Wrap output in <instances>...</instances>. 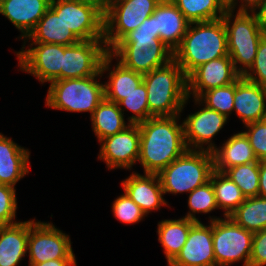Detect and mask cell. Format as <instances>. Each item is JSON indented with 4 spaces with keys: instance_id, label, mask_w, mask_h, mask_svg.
<instances>
[{
    "instance_id": "7bdbcfd3",
    "label": "cell",
    "mask_w": 266,
    "mask_h": 266,
    "mask_svg": "<svg viewBox=\"0 0 266 266\" xmlns=\"http://www.w3.org/2000/svg\"><path fill=\"white\" fill-rule=\"evenodd\" d=\"M258 196L266 198V161H259V193Z\"/></svg>"
},
{
    "instance_id": "ac0fdd59",
    "label": "cell",
    "mask_w": 266,
    "mask_h": 266,
    "mask_svg": "<svg viewBox=\"0 0 266 266\" xmlns=\"http://www.w3.org/2000/svg\"><path fill=\"white\" fill-rule=\"evenodd\" d=\"M121 187L146 216L159 211L163 206L170 205L164 198L158 174H141L132 171L130 176L121 181Z\"/></svg>"
},
{
    "instance_id": "2e32d148",
    "label": "cell",
    "mask_w": 266,
    "mask_h": 266,
    "mask_svg": "<svg viewBox=\"0 0 266 266\" xmlns=\"http://www.w3.org/2000/svg\"><path fill=\"white\" fill-rule=\"evenodd\" d=\"M240 76L229 55L211 60L187 76V94L189 98H198L203 92L229 85Z\"/></svg>"
},
{
    "instance_id": "f35d334b",
    "label": "cell",
    "mask_w": 266,
    "mask_h": 266,
    "mask_svg": "<svg viewBox=\"0 0 266 266\" xmlns=\"http://www.w3.org/2000/svg\"><path fill=\"white\" fill-rule=\"evenodd\" d=\"M243 77L262 87H266V34L261 38L258 45L253 65Z\"/></svg>"
},
{
    "instance_id": "30bf717a",
    "label": "cell",
    "mask_w": 266,
    "mask_h": 266,
    "mask_svg": "<svg viewBox=\"0 0 266 266\" xmlns=\"http://www.w3.org/2000/svg\"><path fill=\"white\" fill-rule=\"evenodd\" d=\"M29 265L56 259H76L70 236L52 222L29 220Z\"/></svg>"
},
{
    "instance_id": "cb8c5ba5",
    "label": "cell",
    "mask_w": 266,
    "mask_h": 266,
    "mask_svg": "<svg viewBox=\"0 0 266 266\" xmlns=\"http://www.w3.org/2000/svg\"><path fill=\"white\" fill-rule=\"evenodd\" d=\"M212 155L214 169L219 172L258 161L248 138L241 131L231 135L222 146H217Z\"/></svg>"
},
{
    "instance_id": "ba28073f",
    "label": "cell",
    "mask_w": 266,
    "mask_h": 266,
    "mask_svg": "<svg viewBox=\"0 0 266 266\" xmlns=\"http://www.w3.org/2000/svg\"><path fill=\"white\" fill-rule=\"evenodd\" d=\"M212 221L213 250L216 266L243 262L249 266L253 232L240 227L230 217L209 216Z\"/></svg>"
},
{
    "instance_id": "5b68a950",
    "label": "cell",
    "mask_w": 266,
    "mask_h": 266,
    "mask_svg": "<svg viewBox=\"0 0 266 266\" xmlns=\"http://www.w3.org/2000/svg\"><path fill=\"white\" fill-rule=\"evenodd\" d=\"M105 75L101 71L85 78L55 80L49 84L45 106L67 112H88L90 116L105 98Z\"/></svg>"
},
{
    "instance_id": "8992f818",
    "label": "cell",
    "mask_w": 266,
    "mask_h": 266,
    "mask_svg": "<svg viewBox=\"0 0 266 266\" xmlns=\"http://www.w3.org/2000/svg\"><path fill=\"white\" fill-rule=\"evenodd\" d=\"M214 170L212 152L187 149L159 174L165 194L190 193L209 181Z\"/></svg>"
},
{
    "instance_id": "8d00e7d4",
    "label": "cell",
    "mask_w": 266,
    "mask_h": 266,
    "mask_svg": "<svg viewBox=\"0 0 266 266\" xmlns=\"http://www.w3.org/2000/svg\"><path fill=\"white\" fill-rule=\"evenodd\" d=\"M15 188L0 184V227L19 222L16 220L18 202Z\"/></svg>"
},
{
    "instance_id": "1f68e13d",
    "label": "cell",
    "mask_w": 266,
    "mask_h": 266,
    "mask_svg": "<svg viewBox=\"0 0 266 266\" xmlns=\"http://www.w3.org/2000/svg\"><path fill=\"white\" fill-rule=\"evenodd\" d=\"M188 195V212L185 216L187 219L201 221L196 214H209L215 210H219L215 200V192L211 181L194 189Z\"/></svg>"
},
{
    "instance_id": "4316f807",
    "label": "cell",
    "mask_w": 266,
    "mask_h": 266,
    "mask_svg": "<svg viewBox=\"0 0 266 266\" xmlns=\"http://www.w3.org/2000/svg\"><path fill=\"white\" fill-rule=\"evenodd\" d=\"M195 222L184 217L179 219H163L158 222V242L163 247L167 266L180 253L188 238L189 230Z\"/></svg>"
},
{
    "instance_id": "ffe728a7",
    "label": "cell",
    "mask_w": 266,
    "mask_h": 266,
    "mask_svg": "<svg viewBox=\"0 0 266 266\" xmlns=\"http://www.w3.org/2000/svg\"><path fill=\"white\" fill-rule=\"evenodd\" d=\"M50 3L51 0H3L0 14L18 29L21 33L18 38L23 41L50 8Z\"/></svg>"
},
{
    "instance_id": "e575fe53",
    "label": "cell",
    "mask_w": 266,
    "mask_h": 266,
    "mask_svg": "<svg viewBox=\"0 0 266 266\" xmlns=\"http://www.w3.org/2000/svg\"><path fill=\"white\" fill-rule=\"evenodd\" d=\"M235 82L203 92L197 99L206 107L230 118L234 108Z\"/></svg>"
},
{
    "instance_id": "83f0119b",
    "label": "cell",
    "mask_w": 266,
    "mask_h": 266,
    "mask_svg": "<svg viewBox=\"0 0 266 266\" xmlns=\"http://www.w3.org/2000/svg\"><path fill=\"white\" fill-rule=\"evenodd\" d=\"M125 115L117 103L105 98L90 116L92 131L98 142L124 130L131 123L125 121Z\"/></svg>"
},
{
    "instance_id": "603a6c76",
    "label": "cell",
    "mask_w": 266,
    "mask_h": 266,
    "mask_svg": "<svg viewBox=\"0 0 266 266\" xmlns=\"http://www.w3.org/2000/svg\"><path fill=\"white\" fill-rule=\"evenodd\" d=\"M153 14L160 40L174 52L180 46L190 23L171 0H161Z\"/></svg>"
},
{
    "instance_id": "52a82bcc",
    "label": "cell",
    "mask_w": 266,
    "mask_h": 266,
    "mask_svg": "<svg viewBox=\"0 0 266 266\" xmlns=\"http://www.w3.org/2000/svg\"><path fill=\"white\" fill-rule=\"evenodd\" d=\"M227 31L228 54L243 76L253 65L261 38L266 34L253 12L226 10L222 17Z\"/></svg>"
},
{
    "instance_id": "e0dca14e",
    "label": "cell",
    "mask_w": 266,
    "mask_h": 266,
    "mask_svg": "<svg viewBox=\"0 0 266 266\" xmlns=\"http://www.w3.org/2000/svg\"><path fill=\"white\" fill-rule=\"evenodd\" d=\"M168 266H216L212 221H208V225L196 221L191 226L180 253Z\"/></svg>"
},
{
    "instance_id": "74e56055",
    "label": "cell",
    "mask_w": 266,
    "mask_h": 266,
    "mask_svg": "<svg viewBox=\"0 0 266 266\" xmlns=\"http://www.w3.org/2000/svg\"><path fill=\"white\" fill-rule=\"evenodd\" d=\"M243 131L258 159L266 161V121H257L243 126Z\"/></svg>"
},
{
    "instance_id": "60d3db41",
    "label": "cell",
    "mask_w": 266,
    "mask_h": 266,
    "mask_svg": "<svg viewBox=\"0 0 266 266\" xmlns=\"http://www.w3.org/2000/svg\"><path fill=\"white\" fill-rule=\"evenodd\" d=\"M261 1L262 0H227L226 7L228 10L234 12H253Z\"/></svg>"
},
{
    "instance_id": "9c48e42d",
    "label": "cell",
    "mask_w": 266,
    "mask_h": 266,
    "mask_svg": "<svg viewBox=\"0 0 266 266\" xmlns=\"http://www.w3.org/2000/svg\"><path fill=\"white\" fill-rule=\"evenodd\" d=\"M161 0H113L104 15V42L110 51L152 15Z\"/></svg>"
},
{
    "instance_id": "4fadbf2b",
    "label": "cell",
    "mask_w": 266,
    "mask_h": 266,
    "mask_svg": "<svg viewBox=\"0 0 266 266\" xmlns=\"http://www.w3.org/2000/svg\"><path fill=\"white\" fill-rule=\"evenodd\" d=\"M193 102L194 105H197L196 107L200 106V110L188 114L182 120L186 146L190 150L212 152L217 147L213 138L220 133L229 118L206 107L197 98H193Z\"/></svg>"
},
{
    "instance_id": "b9f144b4",
    "label": "cell",
    "mask_w": 266,
    "mask_h": 266,
    "mask_svg": "<svg viewBox=\"0 0 266 266\" xmlns=\"http://www.w3.org/2000/svg\"><path fill=\"white\" fill-rule=\"evenodd\" d=\"M253 13L258 21L259 26L266 33V0H262Z\"/></svg>"
},
{
    "instance_id": "6da1fadb",
    "label": "cell",
    "mask_w": 266,
    "mask_h": 266,
    "mask_svg": "<svg viewBox=\"0 0 266 266\" xmlns=\"http://www.w3.org/2000/svg\"><path fill=\"white\" fill-rule=\"evenodd\" d=\"M180 115L151 117L138 124L140 155L144 174H159L188 148Z\"/></svg>"
},
{
    "instance_id": "277c9868",
    "label": "cell",
    "mask_w": 266,
    "mask_h": 266,
    "mask_svg": "<svg viewBox=\"0 0 266 266\" xmlns=\"http://www.w3.org/2000/svg\"><path fill=\"white\" fill-rule=\"evenodd\" d=\"M149 112L154 117L175 116L187 107V76L173 59L143 75Z\"/></svg>"
},
{
    "instance_id": "4dcf8cb0",
    "label": "cell",
    "mask_w": 266,
    "mask_h": 266,
    "mask_svg": "<svg viewBox=\"0 0 266 266\" xmlns=\"http://www.w3.org/2000/svg\"><path fill=\"white\" fill-rule=\"evenodd\" d=\"M228 217L244 229L257 232L266 228V198L255 196L245 198Z\"/></svg>"
},
{
    "instance_id": "f546056e",
    "label": "cell",
    "mask_w": 266,
    "mask_h": 266,
    "mask_svg": "<svg viewBox=\"0 0 266 266\" xmlns=\"http://www.w3.org/2000/svg\"><path fill=\"white\" fill-rule=\"evenodd\" d=\"M209 180L215 192L218 209L223 210V217H228L244 202L245 196L242 194L241 189L224 172L214 169Z\"/></svg>"
},
{
    "instance_id": "5bb4252c",
    "label": "cell",
    "mask_w": 266,
    "mask_h": 266,
    "mask_svg": "<svg viewBox=\"0 0 266 266\" xmlns=\"http://www.w3.org/2000/svg\"><path fill=\"white\" fill-rule=\"evenodd\" d=\"M98 160L105 162L108 170H132L140 155L138 124H130L121 132L100 140Z\"/></svg>"
},
{
    "instance_id": "7a4b0ae2",
    "label": "cell",
    "mask_w": 266,
    "mask_h": 266,
    "mask_svg": "<svg viewBox=\"0 0 266 266\" xmlns=\"http://www.w3.org/2000/svg\"><path fill=\"white\" fill-rule=\"evenodd\" d=\"M109 53L124 67L142 75L173 60V51L156 32L154 14L126 34Z\"/></svg>"
},
{
    "instance_id": "f6af8a7d",
    "label": "cell",
    "mask_w": 266,
    "mask_h": 266,
    "mask_svg": "<svg viewBox=\"0 0 266 266\" xmlns=\"http://www.w3.org/2000/svg\"><path fill=\"white\" fill-rule=\"evenodd\" d=\"M76 1L94 6L103 15L106 14V12L109 8V5H110L109 0H76Z\"/></svg>"
},
{
    "instance_id": "8fae6325",
    "label": "cell",
    "mask_w": 266,
    "mask_h": 266,
    "mask_svg": "<svg viewBox=\"0 0 266 266\" xmlns=\"http://www.w3.org/2000/svg\"><path fill=\"white\" fill-rule=\"evenodd\" d=\"M27 44V46H26ZM64 45L52 43H23L14 51L20 71L34 76L40 84L61 80Z\"/></svg>"
},
{
    "instance_id": "484cf974",
    "label": "cell",
    "mask_w": 266,
    "mask_h": 266,
    "mask_svg": "<svg viewBox=\"0 0 266 266\" xmlns=\"http://www.w3.org/2000/svg\"><path fill=\"white\" fill-rule=\"evenodd\" d=\"M79 41L63 22L61 16H58L49 8L41 17L34 30L22 43H52L68 46Z\"/></svg>"
},
{
    "instance_id": "ab89813d",
    "label": "cell",
    "mask_w": 266,
    "mask_h": 266,
    "mask_svg": "<svg viewBox=\"0 0 266 266\" xmlns=\"http://www.w3.org/2000/svg\"><path fill=\"white\" fill-rule=\"evenodd\" d=\"M249 266H266V228L253 234Z\"/></svg>"
},
{
    "instance_id": "7c38bea8",
    "label": "cell",
    "mask_w": 266,
    "mask_h": 266,
    "mask_svg": "<svg viewBox=\"0 0 266 266\" xmlns=\"http://www.w3.org/2000/svg\"><path fill=\"white\" fill-rule=\"evenodd\" d=\"M50 8L80 41L104 40V15L94 6L76 0H51Z\"/></svg>"
},
{
    "instance_id": "d6986e66",
    "label": "cell",
    "mask_w": 266,
    "mask_h": 266,
    "mask_svg": "<svg viewBox=\"0 0 266 266\" xmlns=\"http://www.w3.org/2000/svg\"><path fill=\"white\" fill-rule=\"evenodd\" d=\"M233 103V112L242 124L262 121L266 117V87L240 76L235 81Z\"/></svg>"
},
{
    "instance_id": "9a60e30c",
    "label": "cell",
    "mask_w": 266,
    "mask_h": 266,
    "mask_svg": "<svg viewBox=\"0 0 266 266\" xmlns=\"http://www.w3.org/2000/svg\"><path fill=\"white\" fill-rule=\"evenodd\" d=\"M108 53L104 40L79 41L65 46L61 80L98 74L101 71L102 61Z\"/></svg>"
},
{
    "instance_id": "f1b7e54d",
    "label": "cell",
    "mask_w": 266,
    "mask_h": 266,
    "mask_svg": "<svg viewBox=\"0 0 266 266\" xmlns=\"http://www.w3.org/2000/svg\"><path fill=\"white\" fill-rule=\"evenodd\" d=\"M189 23L221 19L226 10V0H171Z\"/></svg>"
},
{
    "instance_id": "d4e9b609",
    "label": "cell",
    "mask_w": 266,
    "mask_h": 266,
    "mask_svg": "<svg viewBox=\"0 0 266 266\" xmlns=\"http://www.w3.org/2000/svg\"><path fill=\"white\" fill-rule=\"evenodd\" d=\"M29 220L0 227V266H18L27 256Z\"/></svg>"
},
{
    "instance_id": "836d02e7",
    "label": "cell",
    "mask_w": 266,
    "mask_h": 266,
    "mask_svg": "<svg viewBox=\"0 0 266 266\" xmlns=\"http://www.w3.org/2000/svg\"><path fill=\"white\" fill-rule=\"evenodd\" d=\"M119 108L123 114L125 111L133 113L131 116H127V121L132 124H139L147 119L154 117L149 112L147 101V90L144 82H142L137 88L130 92L119 103Z\"/></svg>"
},
{
    "instance_id": "7402d4cb",
    "label": "cell",
    "mask_w": 266,
    "mask_h": 266,
    "mask_svg": "<svg viewBox=\"0 0 266 266\" xmlns=\"http://www.w3.org/2000/svg\"><path fill=\"white\" fill-rule=\"evenodd\" d=\"M113 60L114 57L110 53L104 57L101 73H105L108 79L104 82L105 99L118 104L143 82V75L124 67L117 60V63L112 65Z\"/></svg>"
},
{
    "instance_id": "d590c367",
    "label": "cell",
    "mask_w": 266,
    "mask_h": 266,
    "mask_svg": "<svg viewBox=\"0 0 266 266\" xmlns=\"http://www.w3.org/2000/svg\"><path fill=\"white\" fill-rule=\"evenodd\" d=\"M113 217L123 224H137L146 216L141 208L124 192L112 202Z\"/></svg>"
},
{
    "instance_id": "3957f363",
    "label": "cell",
    "mask_w": 266,
    "mask_h": 266,
    "mask_svg": "<svg viewBox=\"0 0 266 266\" xmlns=\"http://www.w3.org/2000/svg\"><path fill=\"white\" fill-rule=\"evenodd\" d=\"M228 54L227 31L223 19L190 23L173 59L188 76L195 68Z\"/></svg>"
},
{
    "instance_id": "44dd1931",
    "label": "cell",
    "mask_w": 266,
    "mask_h": 266,
    "mask_svg": "<svg viewBox=\"0 0 266 266\" xmlns=\"http://www.w3.org/2000/svg\"><path fill=\"white\" fill-rule=\"evenodd\" d=\"M30 153L0 132V184L15 187L30 173Z\"/></svg>"
},
{
    "instance_id": "ee69618b",
    "label": "cell",
    "mask_w": 266,
    "mask_h": 266,
    "mask_svg": "<svg viewBox=\"0 0 266 266\" xmlns=\"http://www.w3.org/2000/svg\"><path fill=\"white\" fill-rule=\"evenodd\" d=\"M76 259H56L28 266H77Z\"/></svg>"
},
{
    "instance_id": "d6a6232c",
    "label": "cell",
    "mask_w": 266,
    "mask_h": 266,
    "mask_svg": "<svg viewBox=\"0 0 266 266\" xmlns=\"http://www.w3.org/2000/svg\"><path fill=\"white\" fill-rule=\"evenodd\" d=\"M224 173L241 189L245 198L258 196L259 161L228 168Z\"/></svg>"
}]
</instances>
